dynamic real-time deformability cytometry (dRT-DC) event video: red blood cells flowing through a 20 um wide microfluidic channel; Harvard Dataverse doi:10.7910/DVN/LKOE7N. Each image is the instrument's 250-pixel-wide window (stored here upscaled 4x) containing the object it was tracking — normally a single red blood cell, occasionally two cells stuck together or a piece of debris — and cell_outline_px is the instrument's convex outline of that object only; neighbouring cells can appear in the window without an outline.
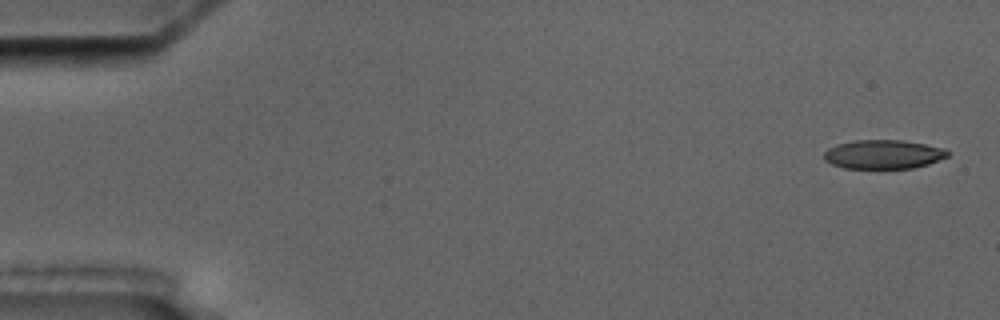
{"species": "common noctule bat (a hibernating species)", "species_latin": "Nyctalus noctula", "temperature_condition": "cold", "stored_images_in_passage": 3, "camera_frame_rate_fps": 3000, "um_per_image_px": 0.085, "animal": {"sex": "male", "body_mass_g": 17.5, "forearm_length_mm": 52.3}, "frame": {"image": 1, "passage_image": 1, "time_ms": 0.0, "image_size_px": [1000, 320], "cell_outline_px": [[952, 152], [948, 156], [928, 164], [912, 168], [844, 168], [832, 164], [824, 160], [824, 152], [828, 148], [836, 144], [856, 140], [900, 140], [948, 148]], "centroid_in_image_um": [75.11, 13.11], "position_along_channel_um": 9.9, "area_um2": 20.98}}
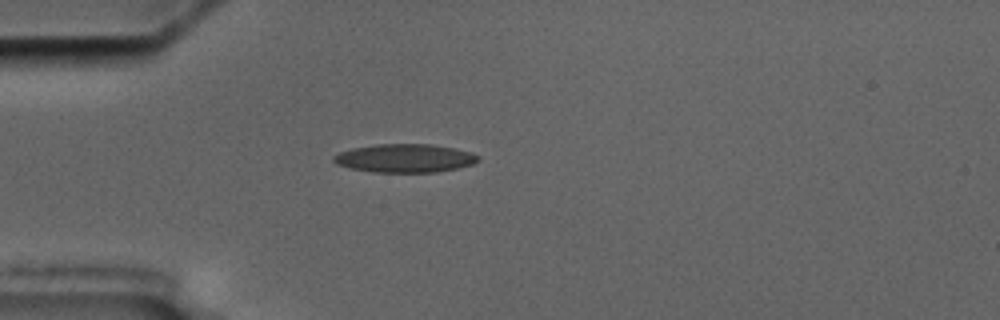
{"frame": {"image": 2, "passage_image": 3, "time_ms": 4.667, "image_size_px": [1000, 320], "cell_outline_px": [[480, 160], [472, 164], [456, 168], [436, 172], [372, 172], [352, 168], [336, 164], [332, 160], [332, 156], [340, 152], [352, 148], [376, 144], [432, 144], [472, 152], [480, 156]], "centroid_in_image_um": [34.41, 13.44], "position_along_channel_um": 50.6, "area_um2": 23.93}}